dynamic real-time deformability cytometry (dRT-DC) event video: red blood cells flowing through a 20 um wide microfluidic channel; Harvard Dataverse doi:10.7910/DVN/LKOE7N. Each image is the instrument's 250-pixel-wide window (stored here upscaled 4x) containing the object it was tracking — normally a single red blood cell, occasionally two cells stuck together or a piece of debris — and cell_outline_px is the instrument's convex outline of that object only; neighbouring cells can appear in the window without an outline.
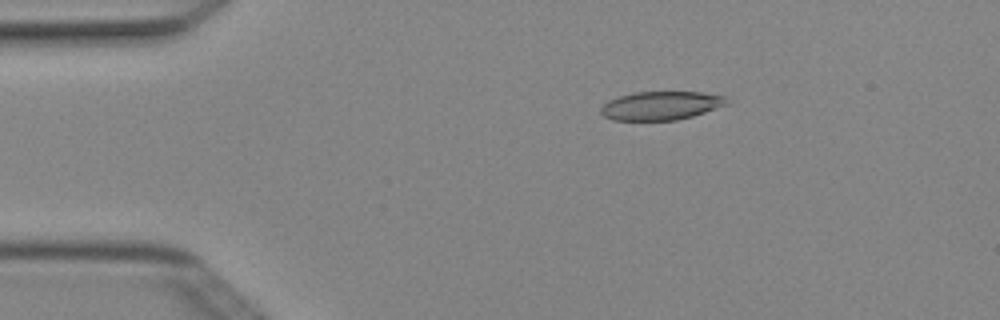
{"species": "Egyptian fruit bat (a non-hibernating species)", "species_latin": "Rousettus aegyptiacus", "temperature_condition": "cold", "stored_images_in_passage": 6, "camera_frame_rate_fps": 3000, "um_per_image_px": 0.085, "animal": {"sex": "female"}, "frame": {"image": 1, "passage_image": 3, "time_ms": 0.667, "image_size_px": [1000, 320], "cell_outline_px": [[728, 104], [692, 116], [676, 120], [612, 120], [604, 116], [600, 112], [600, 108], [608, 100], [620, 96], [636, 92], [700, 92], [724, 96]], "centroid_in_image_um": [56.14, 8.98], "position_along_channel_um": 28.9, "area_um2": 20.75}}
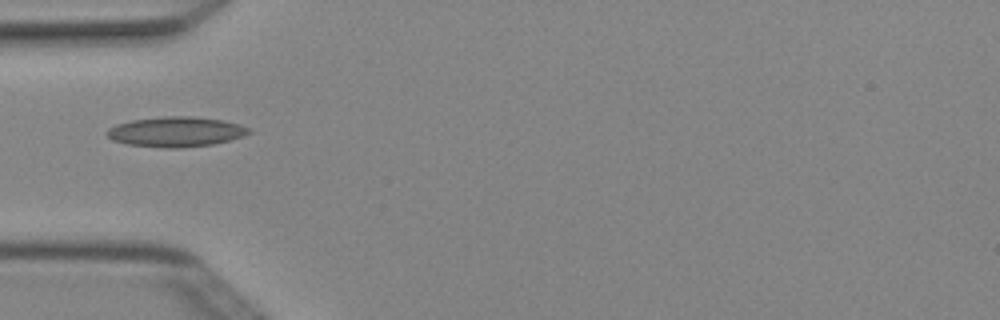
{"frame": {"image": 2, "passage_image": 5, "time_ms": 1.333, "image_size_px": [1000, 320], "cell_outline_px": [[252, 132], [244, 136], [212, 144], [180, 148], [164, 148], [128, 144], [112, 140], [104, 132], [108, 128], [116, 124], [132, 120], [164, 116], [192, 116], [220, 120], [252, 128]], "centroid_in_image_um": [14.93, 11.2], "position_along_channel_um": 70.1, "area_um2": 24.8}}
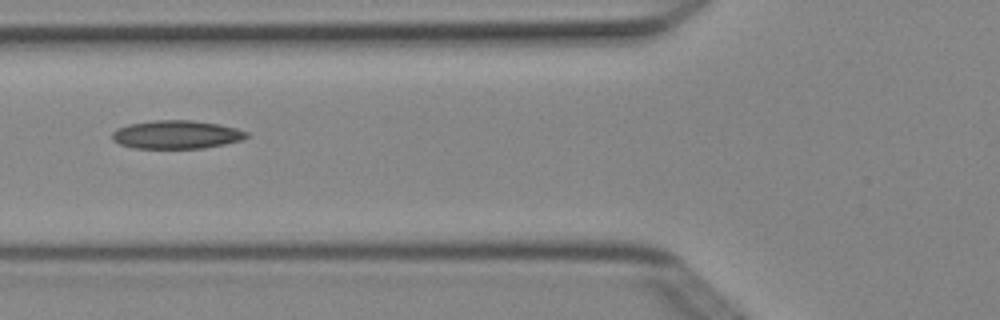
{"frame": {"image": 3, "passage_image": 6, "time_ms": 1.667, "image_size_px": [1000, 320], "cell_outline_px": [[248, 136], [244, 140], [204, 148], [132, 148], [120, 144], [112, 140], [112, 132], [116, 128], [128, 124], [152, 120], [192, 120], [220, 124], [236, 128], [248, 132]], "centroid_in_image_um": [14.99, 11.43], "position_along_channel_um": 110.8, "area_um2": 22.43}}